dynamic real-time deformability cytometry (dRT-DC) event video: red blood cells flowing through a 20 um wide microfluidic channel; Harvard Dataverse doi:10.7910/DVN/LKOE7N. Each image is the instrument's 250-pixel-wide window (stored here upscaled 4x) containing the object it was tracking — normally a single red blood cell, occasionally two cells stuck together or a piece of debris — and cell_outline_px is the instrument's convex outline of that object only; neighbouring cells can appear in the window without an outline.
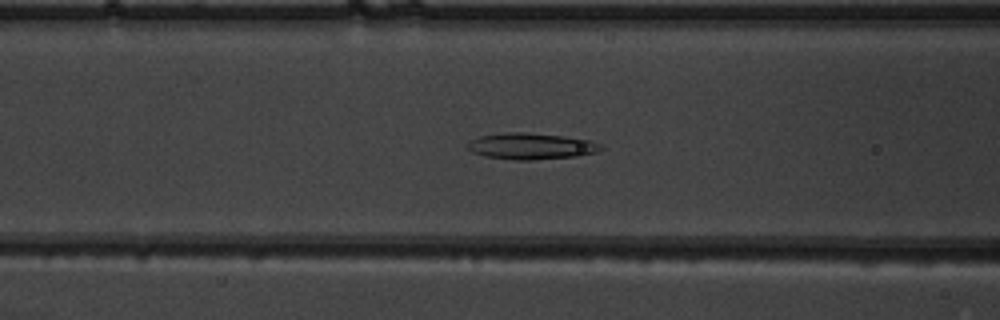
{"species": "common noctule bat (a hibernating species)", "species_latin": "Nyctalus noctula", "temperature_condition": "warm", "stored_images_in_passage": 54, "segment_of_instrument_passage": [1, 2], "camera_frame_rate_fps": 3000, "um_per_image_px": 0.085, "animal": {"sex": "male", "body_mass_g": 19.5, "forearm_length_mm": 54.6}, "frame": {"image": 1, "passage_image": 22, "time_ms": 7.0, "image_size_px": [1000, 320], "cell_outline_px": [[604, 148], [596, 152], [576, 156], [532, 160], [516, 160], [484, 156], [472, 152], [468, 148], [468, 144], [472, 140], [480, 136], [508, 132], [524, 132], [564, 136], [588, 140], [600, 144]], "centroid_in_image_um": [45.15, 12.43], "position_along_channel_um": 121.5, "area_um2": 20.23}}
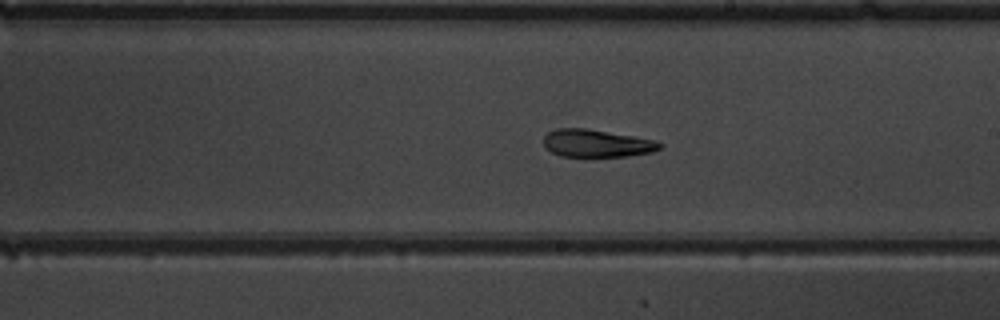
{"frame": {"image": 2, "passage_image": 31, "time_ms": 10.0, "image_size_px": [1000, 320], "cell_outline_px": [[664, 148], [652, 152], [628, 156], [584, 160], [560, 156], [544, 148], [544, 136], [548, 132], [556, 128], [584, 128], [636, 136], [656, 140], [664, 144]], "centroid_in_image_um": [50.73, 12.24], "position_along_channel_um": 238.3, "area_um2": 19.88}}
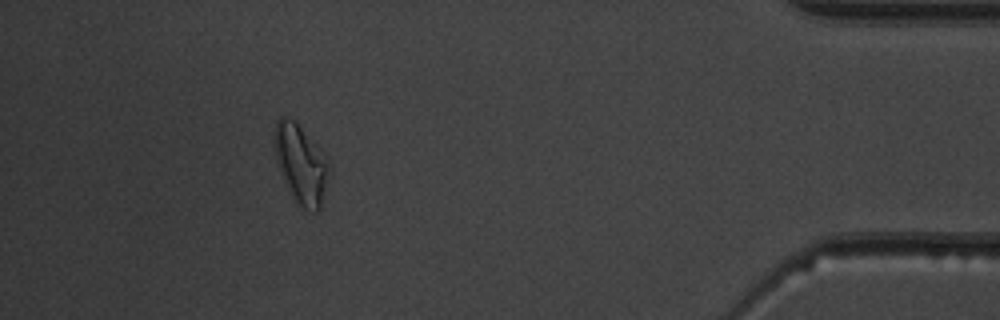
{"frame": {"image": 3, "passage_image": 48, "time_ms": 15.667, "image_size_px": [1000, 320], "cell_outline_px": [[328, 168], [320, 208], [316, 212], [312, 212], [296, 208], [284, 180], [276, 160], [272, 136], [276, 120], [280, 116], [284, 116], [292, 120], [328, 156]], "centroid_in_image_um": [25.52, 13.97], "position_along_channel_um": 409.7, "area_um2": 25.09}}